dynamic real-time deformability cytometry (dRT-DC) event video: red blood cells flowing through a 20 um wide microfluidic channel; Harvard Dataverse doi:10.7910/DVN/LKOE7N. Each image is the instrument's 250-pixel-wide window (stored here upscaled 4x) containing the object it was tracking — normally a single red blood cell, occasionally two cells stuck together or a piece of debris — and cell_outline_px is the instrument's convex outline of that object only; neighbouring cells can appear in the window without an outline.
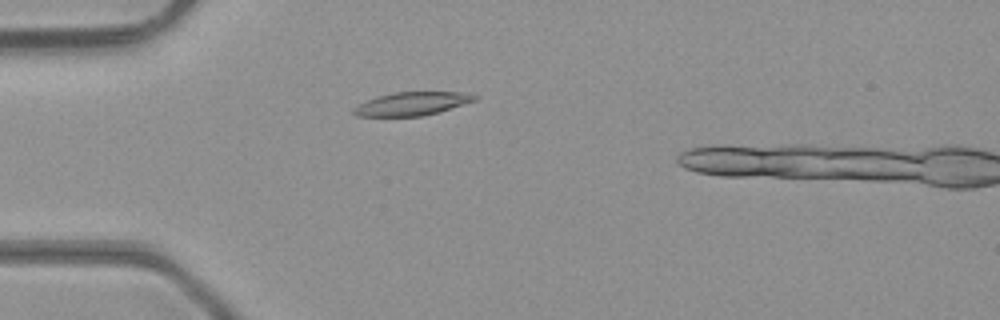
{"species": "common noctule bat (a hibernating species)", "species_latin": "Nyctalus noctula", "temperature_condition": "room temperature", "stored_images_in_passage": 3, "camera_frame_rate_fps": 3000, "um_per_image_px": 0.085, "animal": {"sex": "male", "body_mass_g": 23.1, "forearm_length_mm": 52.7}, "frame": {"image": 1, "passage_image": 1, "time_ms": 0.0, "image_size_px": [1000, 320], "cell_outline_px": [[480, 96], [476, 100], [440, 112], [424, 116], [356, 116], [352, 112], [352, 108], [376, 96], [392, 92], [468, 92]], "centroid_in_image_um": [35.06, 8.81], "position_along_channel_um": 49.9, "area_um2": 16.65}}